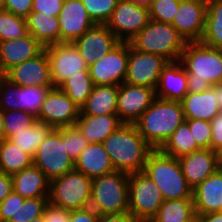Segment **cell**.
<instances>
[{
  "label": "cell",
  "mask_w": 222,
  "mask_h": 222,
  "mask_svg": "<svg viewBox=\"0 0 222 222\" xmlns=\"http://www.w3.org/2000/svg\"><path fill=\"white\" fill-rule=\"evenodd\" d=\"M38 167L51 181L74 169V161L67 153L66 127L53 128L39 145L33 157Z\"/></svg>",
  "instance_id": "8"
},
{
  "label": "cell",
  "mask_w": 222,
  "mask_h": 222,
  "mask_svg": "<svg viewBox=\"0 0 222 222\" xmlns=\"http://www.w3.org/2000/svg\"><path fill=\"white\" fill-rule=\"evenodd\" d=\"M218 163L220 168H222V148L217 152Z\"/></svg>",
  "instance_id": "57"
},
{
  "label": "cell",
  "mask_w": 222,
  "mask_h": 222,
  "mask_svg": "<svg viewBox=\"0 0 222 222\" xmlns=\"http://www.w3.org/2000/svg\"><path fill=\"white\" fill-rule=\"evenodd\" d=\"M128 178L129 174L114 170L92 179L90 207L99 215L127 213Z\"/></svg>",
  "instance_id": "6"
},
{
  "label": "cell",
  "mask_w": 222,
  "mask_h": 222,
  "mask_svg": "<svg viewBox=\"0 0 222 222\" xmlns=\"http://www.w3.org/2000/svg\"><path fill=\"white\" fill-rule=\"evenodd\" d=\"M45 47L31 34L28 37L0 41V75L15 65L39 55Z\"/></svg>",
  "instance_id": "23"
},
{
  "label": "cell",
  "mask_w": 222,
  "mask_h": 222,
  "mask_svg": "<svg viewBox=\"0 0 222 222\" xmlns=\"http://www.w3.org/2000/svg\"><path fill=\"white\" fill-rule=\"evenodd\" d=\"M37 117L23 110L3 111L4 138L10 139L18 133L33 126Z\"/></svg>",
  "instance_id": "38"
},
{
  "label": "cell",
  "mask_w": 222,
  "mask_h": 222,
  "mask_svg": "<svg viewBox=\"0 0 222 222\" xmlns=\"http://www.w3.org/2000/svg\"><path fill=\"white\" fill-rule=\"evenodd\" d=\"M128 63V42H119L112 50L88 67L94 85L119 86L124 83Z\"/></svg>",
  "instance_id": "15"
},
{
  "label": "cell",
  "mask_w": 222,
  "mask_h": 222,
  "mask_svg": "<svg viewBox=\"0 0 222 222\" xmlns=\"http://www.w3.org/2000/svg\"><path fill=\"white\" fill-rule=\"evenodd\" d=\"M92 179L76 169L50 181L49 203L73 211L90 207Z\"/></svg>",
  "instance_id": "7"
},
{
  "label": "cell",
  "mask_w": 222,
  "mask_h": 222,
  "mask_svg": "<svg viewBox=\"0 0 222 222\" xmlns=\"http://www.w3.org/2000/svg\"><path fill=\"white\" fill-rule=\"evenodd\" d=\"M129 43L137 51L160 55L172 62L180 61L187 41L172 24L150 20Z\"/></svg>",
  "instance_id": "5"
},
{
  "label": "cell",
  "mask_w": 222,
  "mask_h": 222,
  "mask_svg": "<svg viewBox=\"0 0 222 222\" xmlns=\"http://www.w3.org/2000/svg\"><path fill=\"white\" fill-rule=\"evenodd\" d=\"M88 145V140L76 126L66 127L67 153L74 162Z\"/></svg>",
  "instance_id": "43"
},
{
  "label": "cell",
  "mask_w": 222,
  "mask_h": 222,
  "mask_svg": "<svg viewBox=\"0 0 222 222\" xmlns=\"http://www.w3.org/2000/svg\"><path fill=\"white\" fill-rule=\"evenodd\" d=\"M207 6L180 1L172 25L187 42L200 41L205 26Z\"/></svg>",
  "instance_id": "21"
},
{
  "label": "cell",
  "mask_w": 222,
  "mask_h": 222,
  "mask_svg": "<svg viewBox=\"0 0 222 222\" xmlns=\"http://www.w3.org/2000/svg\"><path fill=\"white\" fill-rule=\"evenodd\" d=\"M33 0H3L1 9L9 11L16 16L26 18L32 11Z\"/></svg>",
  "instance_id": "45"
},
{
  "label": "cell",
  "mask_w": 222,
  "mask_h": 222,
  "mask_svg": "<svg viewBox=\"0 0 222 222\" xmlns=\"http://www.w3.org/2000/svg\"><path fill=\"white\" fill-rule=\"evenodd\" d=\"M4 139L3 111L0 109V140Z\"/></svg>",
  "instance_id": "55"
},
{
  "label": "cell",
  "mask_w": 222,
  "mask_h": 222,
  "mask_svg": "<svg viewBox=\"0 0 222 222\" xmlns=\"http://www.w3.org/2000/svg\"><path fill=\"white\" fill-rule=\"evenodd\" d=\"M184 222H199L198 215L195 213L189 220Z\"/></svg>",
  "instance_id": "58"
},
{
  "label": "cell",
  "mask_w": 222,
  "mask_h": 222,
  "mask_svg": "<svg viewBox=\"0 0 222 222\" xmlns=\"http://www.w3.org/2000/svg\"><path fill=\"white\" fill-rule=\"evenodd\" d=\"M48 204L49 197L26 198L16 211L15 222H32L43 216Z\"/></svg>",
  "instance_id": "40"
},
{
  "label": "cell",
  "mask_w": 222,
  "mask_h": 222,
  "mask_svg": "<svg viewBox=\"0 0 222 222\" xmlns=\"http://www.w3.org/2000/svg\"><path fill=\"white\" fill-rule=\"evenodd\" d=\"M156 98L155 89L122 83L118 86L117 116L122 123L134 124Z\"/></svg>",
  "instance_id": "16"
},
{
  "label": "cell",
  "mask_w": 222,
  "mask_h": 222,
  "mask_svg": "<svg viewBox=\"0 0 222 222\" xmlns=\"http://www.w3.org/2000/svg\"><path fill=\"white\" fill-rule=\"evenodd\" d=\"M180 62L192 89L209 88L222 83V49L206 46L199 41L187 42Z\"/></svg>",
  "instance_id": "3"
},
{
  "label": "cell",
  "mask_w": 222,
  "mask_h": 222,
  "mask_svg": "<svg viewBox=\"0 0 222 222\" xmlns=\"http://www.w3.org/2000/svg\"><path fill=\"white\" fill-rule=\"evenodd\" d=\"M3 0H0V8H2Z\"/></svg>",
  "instance_id": "60"
},
{
  "label": "cell",
  "mask_w": 222,
  "mask_h": 222,
  "mask_svg": "<svg viewBox=\"0 0 222 222\" xmlns=\"http://www.w3.org/2000/svg\"><path fill=\"white\" fill-rule=\"evenodd\" d=\"M102 144L114 169L127 174L142 172L148 155L154 150L135 124L122 123Z\"/></svg>",
  "instance_id": "1"
},
{
  "label": "cell",
  "mask_w": 222,
  "mask_h": 222,
  "mask_svg": "<svg viewBox=\"0 0 222 222\" xmlns=\"http://www.w3.org/2000/svg\"><path fill=\"white\" fill-rule=\"evenodd\" d=\"M118 86L94 85L80 115L117 114Z\"/></svg>",
  "instance_id": "29"
},
{
  "label": "cell",
  "mask_w": 222,
  "mask_h": 222,
  "mask_svg": "<svg viewBox=\"0 0 222 222\" xmlns=\"http://www.w3.org/2000/svg\"><path fill=\"white\" fill-rule=\"evenodd\" d=\"M184 121L181 101L156 97L134 124L143 139L153 149H159Z\"/></svg>",
  "instance_id": "2"
},
{
  "label": "cell",
  "mask_w": 222,
  "mask_h": 222,
  "mask_svg": "<svg viewBox=\"0 0 222 222\" xmlns=\"http://www.w3.org/2000/svg\"><path fill=\"white\" fill-rule=\"evenodd\" d=\"M129 1L149 9L153 0H129Z\"/></svg>",
  "instance_id": "54"
},
{
  "label": "cell",
  "mask_w": 222,
  "mask_h": 222,
  "mask_svg": "<svg viewBox=\"0 0 222 222\" xmlns=\"http://www.w3.org/2000/svg\"><path fill=\"white\" fill-rule=\"evenodd\" d=\"M53 128L42 122H36L33 126L24 129L11 140L18 148L34 157L39 145L44 141Z\"/></svg>",
  "instance_id": "36"
},
{
  "label": "cell",
  "mask_w": 222,
  "mask_h": 222,
  "mask_svg": "<svg viewBox=\"0 0 222 222\" xmlns=\"http://www.w3.org/2000/svg\"><path fill=\"white\" fill-rule=\"evenodd\" d=\"M216 86V98L217 103L219 104L222 111V83L215 85Z\"/></svg>",
  "instance_id": "53"
},
{
  "label": "cell",
  "mask_w": 222,
  "mask_h": 222,
  "mask_svg": "<svg viewBox=\"0 0 222 222\" xmlns=\"http://www.w3.org/2000/svg\"><path fill=\"white\" fill-rule=\"evenodd\" d=\"M93 86L89 70H81V74L70 76L59 87L81 108L91 94Z\"/></svg>",
  "instance_id": "35"
},
{
  "label": "cell",
  "mask_w": 222,
  "mask_h": 222,
  "mask_svg": "<svg viewBox=\"0 0 222 222\" xmlns=\"http://www.w3.org/2000/svg\"><path fill=\"white\" fill-rule=\"evenodd\" d=\"M51 79L54 87H59L67 78L88 70V65L74 43H58L45 47Z\"/></svg>",
  "instance_id": "14"
},
{
  "label": "cell",
  "mask_w": 222,
  "mask_h": 222,
  "mask_svg": "<svg viewBox=\"0 0 222 222\" xmlns=\"http://www.w3.org/2000/svg\"><path fill=\"white\" fill-rule=\"evenodd\" d=\"M29 35L26 18L0 8V41L24 38Z\"/></svg>",
  "instance_id": "37"
},
{
  "label": "cell",
  "mask_w": 222,
  "mask_h": 222,
  "mask_svg": "<svg viewBox=\"0 0 222 222\" xmlns=\"http://www.w3.org/2000/svg\"><path fill=\"white\" fill-rule=\"evenodd\" d=\"M187 184L194 189L219 168L217 152L200 149L178 158Z\"/></svg>",
  "instance_id": "20"
},
{
  "label": "cell",
  "mask_w": 222,
  "mask_h": 222,
  "mask_svg": "<svg viewBox=\"0 0 222 222\" xmlns=\"http://www.w3.org/2000/svg\"><path fill=\"white\" fill-rule=\"evenodd\" d=\"M13 191L12 177L0 171V202H2Z\"/></svg>",
  "instance_id": "50"
},
{
  "label": "cell",
  "mask_w": 222,
  "mask_h": 222,
  "mask_svg": "<svg viewBox=\"0 0 222 222\" xmlns=\"http://www.w3.org/2000/svg\"><path fill=\"white\" fill-rule=\"evenodd\" d=\"M150 21L149 9L129 0H119L106 23L121 42H129Z\"/></svg>",
  "instance_id": "11"
},
{
  "label": "cell",
  "mask_w": 222,
  "mask_h": 222,
  "mask_svg": "<svg viewBox=\"0 0 222 222\" xmlns=\"http://www.w3.org/2000/svg\"><path fill=\"white\" fill-rule=\"evenodd\" d=\"M185 119H200L210 122L220 111L216 86L191 89L181 100Z\"/></svg>",
  "instance_id": "22"
},
{
  "label": "cell",
  "mask_w": 222,
  "mask_h": 222,
  "mask_svg": "<svg viewBox=\"0 0 222 222\" xmlns=\"http://www.w3.org/2000/svg\"><path fill=\"white\" fill-rule=\"evenodd\" d=\"M2 76L17 86L54 87L45 49L39 55L13 66Z\"/></svg>",
  "instance_id": "17"
},
{
  "label": "cell",
  "mask_w": 222,
  "mask_h": 222,
  "mask_svg": "<svg viewBox=\"0 0 222 222\" xmlns=\"http://www.w3.org/2000/svg\"><path fill=\"white\" fill-rule=\"evenodd\" d=\"M211 149L218 152L222 148V111H220L211 121Z\"/></svg>",
  "instance_id": "47"
},
{
  "label": "cell",
  "mask_w": 222,
  "mask_h": 222,
  "mask_svg": "<svg viewBox=\"0 0 222 222\" xmlns=\"http://www.w3.org/2000/svg\"><path fill=\"white\" fill-rule=\"evenodd\" d=\"M119 42L106 24H95L73 43L90 66L109 53Z\"/></svg>",
  "instance_id": "18"
},
{
  "label": "cell",
  "mask_w": 222,
  "mask_h": 222,
  "mask_svg": "<svg viewBox=\"0 0 222 222\" xmlns=\"http://www.w3.org/2000/svg\"><path fill=\"white\" fill-rule=\"evenodd\" d=\"M193 138L200 149H211L212 130L210 122L200 119H185Z\"/></svg>",
  "instance_id": "42"
},
{
  "label": "cell",
  "mask_w": 222,
  "mask_h": 222,
  "mask_svg": "<svg viewBox=\"0 0 222 222\" xmlns=\"http://www.w3.org/2000/svg\"><path fill=\"white\" fill-rule=\"evenodd\" d=\"M74 169L91 179L111 173L115 170L102 143H89L75 160Z\"/></svg>",
  "instance_id": "26"
},
{
  "label": "cell",
  "mask_w": 222,
  "mask_h": 222,
  "mask_svg": "<svg viewBox=\"0 0 222 222\" xmlns=\"http://www.w3.org/2000/svg\"><path fill=\"white\" fill-rule=\"evenodd\" d=\"M182 1L195 2V3H199V4H203V5L208 6V4H209L212 0H182Z\"/></svg>",
  "instance_id": "56"
},
{
  "label": "cell",
  "mask_w": 222,
  "mask_h": 222,
  "mask_svg": "<svg viewBox=\"0 0 222 222\" xmlns=\"http://www.w3.org/2000/svg\"><path fill=\"white\" fill-rule=\"evenodd\" d=\"M11 177L13 190L22 197H49L50 181L38 167L32 165Z\"/></svg>",
  "instance_id": "28"
},
{
  "label": "cell",
  "mask_w": 222,
  "mask_h": 222,
  "mask_svg": "<svg viewBox=\"0 0 222 222\" xmlns=\"http://www.w3.org/2000/svg\"><path fill=\"white\" fill-rule=\"evenodd\" d=\"M202 44L222 49V0H212L207 6Z\"/></svg>",
  "instance_id": "33"
},
{
  "label": "cell",
  "mask_w": 222,
  "mask_h": 222,
  "mask_svg": "<svg viewBox=\"0 0 222 222\" xmlns=\"http://www.w3.org/2000/svg\"><path fill=\"white\" fill-rule=\"evenodd\" d=\"M33 165V157L9 139L0 140V171L12 176Z\"/></svg>",
  "instance_id": "31"
},
{
  "label": "cell",
  "mask_w": 222,
  "mask_h": 222,
  "mask_svg": "<svg viewBox=\"0 0 222 222\" xmlns=\"http://www.w3.org/2000/svg\"><path fill=\"white\" fill-rule=\"evenodd\" d=\"M181 0H153L149 8L150 20L172 24Z\"/></svg>",
  "instance_id": "41"
},
{
  "label": "cell",
  "mask_w": 222,
  "mask_h": 222,
  "mask_svg": "<svg viewBox=\"0 0 222 222\" xmlns=\"http://www.w3.org/2000/svg\"><path fill=\"white\" fill-rule=\"evenodd\" d=\"M24 197L14 190L0 202V222H15L16 211L25 202Z\"/></svg>",
  "instance_id": "44"
},
{
  "label": "cell",
  "mask_w": 222,
  "mask_h": 222,
  "mask_svg": "<svg viewBox=\"0 0 222 222\" xmlns=\"http://www.w3.org/2000/svg\"><path fill=\"white\" fill-rule=\"evenodd\" d=\"M199 222H222V212L198 215Z\"/></svg>",
  "instance_id": "52"
},
{
  "label": "cell",
  "mask_w": 222,
  "mask_h": 222,
  "mask_svg": "<svg viewBox=\"0 0 222 222\" xmlns=\"http://www.w3.org/2000/svg\"><path fill=\"white\" fill-rule=\"evenodd\" d=\"M168 62L160 55L137 51L128 42V63L124 82L156 89L161 71Z\"/></svg>",
  "instance_id": "13"
},
{
  "label": "cell",
  "mask_w": 222,
  "mask_h": 222,
  "mask_svg": "<svg viewBox=\"0 0 222 222\" xmlns=\"http://www.w3.org/2000/svg\"><path fill=\"white\" fill-rule=\"evenodd\" d=\"M159 187L164 200L192 198L178 158L154 149L147 157L142 171Z\"/></svg>",
  "instance_id": "4"
},
{
  "label": "cell",
  "mask_w": 222,
  "mask_h": 222,
  "mask_svg": "<svg viewBox=\"0 0 222 222\" xmlns=\"http://www.w3.org/2000/svg\"><path fill=\"white\" fill-rule=\"evenodd\" d=\"M194 214L193 198L164 200L150 222H184Z\"/></svg>",
  "instance_id": "34"
},
{
  "label": "cell",
  "mask_w": 222,
  "mask_h": 222,
  "mask_svg": "<svg viewBox=\"0 0 222 222\" xmlns=\"http://www.w3.org/2000/svg\"><path fill=\"white\" fill-rule=\"evenodd\" d=\"M100 215L91 207L70 211L69 222H99Z\"/></svg>",
  "instance_id": "49"
},
{
  "label": "cell",
  "mask_w": 222,
  "mask_h": 222,
  "mask_svg": "<svg viewBox=\"0 0 222 222\" xmlns=\"http://www.w3.org/2000/svg\"><path fill=\"white\" fill-rule=\"evenodd\" d=\"M119 0H81L95 24H106Z\"/></svg>",
  "instance_id": "39"
},
{
  "label": "cell",
  "mask_w": 222,
  "mask_h": 222,
  "mask_svg": "<svg viewBox=\"0 0 222 222\" xmlns=\"http://www.w3.org/2000/svg\"><path fill=\"white\" fill-rule=\"evenodd\" d=\"M44 222H69L70 211L48 204L44 211Z\"/></svg>",
  "instance_id": "48"
},
{
  "label": "cell",
  "mask_w": 222,
  "mask_h": 222,
  "mask_svg": "<svg viewBox=\"0 0 222 222\" xmlns=\"http://www.w3.org/2000/svg\"><path fill=\"white\" fill-rule=\"evenodd\" d=\"M165 155L179 158L200 150L193 138L189 125L186 121L178 126L167 141L159 148Z\"/></svg>",
  "instance_id": "32"
},
{
  "label": "cell",
  "mask_w": 222,
  "mask_h": 222,
  "mask_svg": "<svg viewBox=\"0 0 222 222\" xmlns=\"http://www.w3.org/2000/svg\"><path fill=\"white\" fill-rule=\"evenodd\" d=\"M192 198L197 215L222 212V168L192 189Z\"/></svg>",
  "instance_id": "25"
},
{
  "label": "cell",
  "mask_w": 222,
  "mask_h": 222,
  "mask_svg": "<svg viewBox=\"0 0 222 222\" xmlns=\"http://www.w3.org/2000/svg\"><path fill=\"white\" fill-rule=\"evenodd\" d=\"M32 222H44V216L38 217L37 219L33 220Z\"/></svg>",
  "instance_id": "59"
},
{
  "label": "cell",
  "mask_w": 222,
  "mask_h": 222,
  "mask_svg": "<svg viewBox=\"0 0 222 222\" xmlns=\"http://www.w3.org/2000/svg\"><path fill=\"white\" fill-rule=\"evenodd\" d=\"M99 222H139L129 212L121 214H102Z\"/></svg>",
  "instance_id": "51"
},
{
  "label": "cell",
  "mask_w": 222,
  "mask_h": 222,
  "mask_svg": "<svg viewBox=\"0 0 222 222\" xmlns=\"http://www.w3.org/2000/svg\"><path fill=\"white\" fill-rule=\"evenodd\" d=\"M121 124L117 114L80 115L75 126L89 143H102Z\"/></svg>",
  "instance_id": "27"
},
{
  "label": "cell",
  "mask_w": 222,
  "mask_h": 222,
  "mask_svg": "<svg viewBox=\"0 0 222 222\" xmlns=\"http://www.w3.org/2000/svg\"><path fill=\"white\" fill-rule=\"evenodd\" d=\"M80 112L81 108L60 87H53L42 103L37 121L56 129L75 126Z\"/></svg>",
  "instance_id": "12"
},
{
  "label": "cell",
  "mask_w": 222,
  "mask_h": 222,
  "mask_svg": "<svg viewBox=\"0 0 222 222\" xmlns=\"http://www.w3.org/2000/svg\"><path fill=\"white\" fill-rule=\"evenodd\" d=\"M26 25L32 36L44 47L60 43V25L58 17L39 11H31L26 17Z\"/></svg>",
  "instance_id": "30"
},
{
  "label": "cell",
  "mask_w": 222,
  "mask_h": 222,
  "mask_svg": "<svg viewBox=\"0 0 222 222\" xmlns=\"http://www.w3.org/2000/svg\"><path fill=\"white\" fill-rule=\"evenodd\" d=\"M64 0H33L32 11H39L49 16L58 17Z\"/></svg>",
  "instance_id": "46"
},
{
  "label": "cell",
  "mask_w": 222,
  "mask_h": 222,
  "mask_svg": "<svg viewBox=\"0 0 222 222\" xmlns=\"http://www.w3.org/2000/svg\"><path fill=\"white\" fill-rule=\"evenodd\" d=\"M51 88L53 87L17 86L0 75V109L23 110L37 117Z\"/></svg>",
  "instance_id": "10"
},
{
  "label": "cell",
  "mask_w": 222,
  "mask_h": 222,
  "mask_svg": "<svg viewBox=\"0 0 222 222\" xmlns=\"http://www.w3.org/2000/svg\"><path fill=\"white\" fill-rule=\"evenodd\" d=\"M60 43H72L95 25L81 0H64L58 16Z\"/></svg>",
  "instance_id": "19"
},
{
  "label": "cell",
  "mask_w": 222,
  "mask_h": 222,
  "mask_svg": "<svg viewBox=\"0 0 222 222\" xmlns=\"http://www.w3.org/2000/svg\"><path fill=\"white\" fill-rule=\"evenodd\" d=\"M128 212L139 222H150L164 202L159 187L143 172L129 174Z\"/></svg>",
  "instance_id": "9"
},
{
  "label": "cell",
  "mask_w": 222,
  "mask_h": 222,
  "mask_svg": "<svg viewBox=\"0 0 222 222\" xmlns=\"http://www.w3.org/2000/svg\"><path fill=\"white\" fill-rule=\"evenodd\" d=\"M191 89L182 63L172 61L161 71L155 94L160 99L181 101Z\"/></svg>",
  "instance_id": "24"
}]
</instances>
